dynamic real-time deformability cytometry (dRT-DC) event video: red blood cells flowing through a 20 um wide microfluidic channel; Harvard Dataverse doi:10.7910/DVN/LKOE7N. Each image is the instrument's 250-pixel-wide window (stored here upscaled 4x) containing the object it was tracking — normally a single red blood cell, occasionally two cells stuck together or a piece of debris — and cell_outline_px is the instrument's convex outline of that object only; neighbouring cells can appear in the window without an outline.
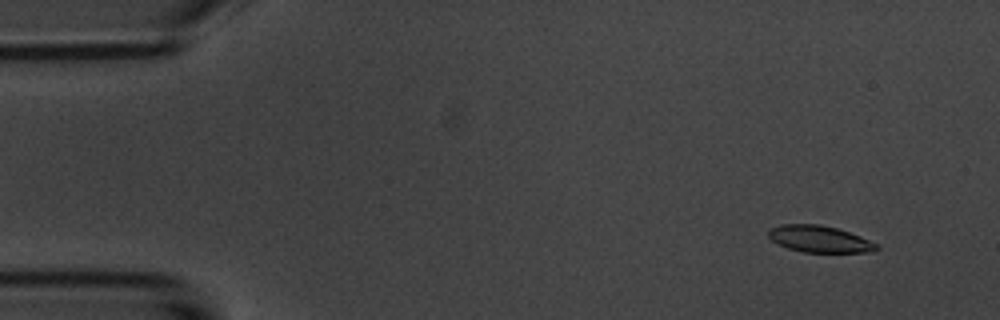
{"species": "common noctule bat (a hibernating species)", "species_latin": "Nyctalus noctula", "temperature_condition": "room temperature", "stored_images_in_passage": 5, "camera_frame_rate_fps": 3000, "um_per_image_px": 0.085, "animal": {"sex": "male", "body_mass_g": 20.1, "forearm_length_mm": 53.5}, "frame": {"image": 1, "passage_image": 2, "time_ms": 1.333, "image_size_px": [1000, 320], "cell_outline_px": [[880, 248], [872, 252], [804, 252], [788, 248], [772, 240], [768, 236], [768, 228], [780, 224], [820, 224], [836, 228], [860, 236], [880, 244]], "centroid_in_image_um": [69.68, 20.31], "position_along_channel_um": 15.3, "area_um2": 16.88}}
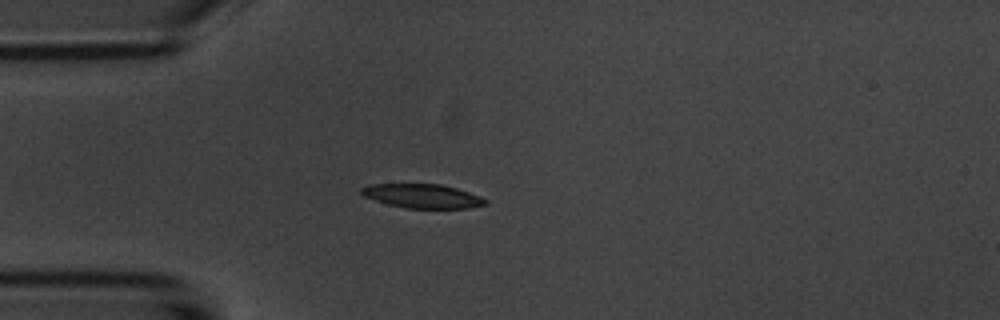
{"frame": {"image": 2, "passage_image": 5, "time_ms": 4.667, "image_size_px": [1000, 320], "cell_outline_px": [[488, 204], [468, 208], [408, 208], [388, 204], [364, 196], [360, 192], [360, 188], [368, 184], [440, 184], [456, 188], [480, 196], [488, 200]], "centroid_in_image_um": [35.92, 16.66], "position_along_channel_um": 49.1, "area_um2": 17.28}}